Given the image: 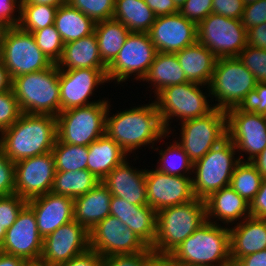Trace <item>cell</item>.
Wrapping results in <instances>:
<instances>
[{"label":"cell","mask_w":266,"mask_h":266,"mask_svg":"<svg viewBox=\"0 0 266 266\" xmlns=\"http://www.w3.org/2000/svg\"><path fill=\"white\" fill-rule=\"evenodd\" d=\"M58 266H104L103 257L96 251L89 249L85 253L71 258L69 261L61 263Z\"/></svg>","instance_id":"db71d44e"},{"label":"cell","mask_w":266,"mask_h":266,"mask_svg":"<svg viewBox=\"0 0 266 266\" xmlns=\"http://www.w3.org/2000/svg\"><path fill=\"white\" fill-rule=\"evenodd\" d=\"M32 34L37 46L51 62L56 64L61 57L64 42L55 25H49Z\"/></svg>","instance_id":"ab89813d"},{"label":"cell","mask_w":266,"mask_h":266,"mask_svg":"<svg viewBox=\"0 0 266 266\" xmlns=\"http://www.w3.org/2000/svg\"><path fill=\"white\" fill-rule=\"evenodd\" d=\"M112 194L135 205H148L145 169H137L129 158L115 167L102 181Z\"/></svg>","instance_id":"603a6c76"},{"label":"cell","mask_w":266,"mask_h":266,"mask_svg":"<svg viewBox=\"0 0 266 266\" xmlns=\"http://www.w3.org/2000/svg\"><path fill=\"white\" fill-rule=\"evenodd\" d=\"M88 151L87 170L100 181L129 156L106 134L92 142L88 146Z\"/></svg>","instance_id":"f546056e"},{"label":"cell","mask_w":266,"mask_h":266,"mask_svg":"<svg viewBox=\"0 0 266 266\" xmlns=\"http://www.w3.org/2000/svg\"><path fill=\"white\" fill-rule=\"evenodd\" d=\"M54 25L64 44L94 33L95 22L68 2L57 8Z\"/></svg>","instance_id":"1f68e13d"},{"label":"cell","mask_w":266,"mask_h":266,"mask_svg":"<svg viewBox=\"0 0 266 266\" xmlns=\"http://www.w3.org/2000/svg\"><path fill=\"white\" fill-rule=\"evenodd\" d=\"M155 16L172 15L179 12L174 0H144Z\"/></svg>","instance_id":"11a10c76"},{"label":"cell","mask_w":266,"mask_h":266,"mask_svg":"<svg viewBox=\"0 0 266 266\" xmlns=\"http://www.w3.org/2000/svg\"><path fill=\"white\" fill-rule=\"evenodd\" d=\"M90 249L101 257L137 254L150 247L119 218L111 215L89 231Z\"/></svg>","instance_id":"5bb4252c"},{"label":"cell","mask_w":266,"mask_h":266,"mask_svg":"<svg viewBox=\"0 0 266 266\" xmlns=\"http://www.w3.org/2000/svg\"><path fill=\"white\" fill-rule=\"evenodd\" d=\"M169 143V146L164 143L167 146L164 149H159V146L153 148L157 152L159 151L158 154L160 155L155 168L170 175L192 177L193 162L189 156L175 140Z\"/></svg>","instance_id":"d590c367"},{"label":"cell","mask_w":266,"mask_h":266,"mask_svg":"<svg viewBox=\"0 0 266 266\" xmlns=\"http://www.w3.org/2000/svg\"><path fill=\"white\" fill-rule=\"evenodd\" d=\"M5 235H6V230L0 224V247L3 244V242H4Z\"/></svg>","instance_id":"03108f58"},{"label":"cell","mask_w":266,"mask_h":266,"mask_svg":"<svg viewBox=\"0 0 266 266\" xmlns=\"http://www.w3.org/2000/svg\"><path fill=\"white\" fill-rule=\"evenodd\" d=\"M152 252L149 248L137 254L113 255L103 258L104 266H145L147 256Z\"/></svg>","instance_id":"816d5d0a"},{"label":"cell","mask_w":266,"mask_h":266,"mask_svg":"<svg viewBox=\"0 0 266 266\" xmlns=\"http://www.w3.org/2000/svg\"><path fill=\"white\" fill-rule=\"evenodd\" d=\"M110 215L119 218L149 247L156 238L157 212L149 205H135L126 199L111 196Z\"/></svg>","instance_id":"cb8c5ba5"},{"label":"cell","mask_w":266,"mask_h":266,"mask_svg":"<svg viewBox=\"0 0 266 266\" xmlns=\"http://www.w3.org/2000/svg\"><path fill=\"white\" fill-rule=\"evenodd\" d=\"M238 58L252 73L257 83L266 82V49L253 48L247 45Z\"/></svg>","instance_id":"b9f144b4"},{"label":"cell","mask_w":266,"mask_h":266,"mask_svg":"<svg viewBox=\"0 0 266 266\" xmlns=\"http://www.w3.org/2000/svg\"><path fill=\"white\" fill-rule=\"evenodd\" d=\"M179 139L175 140L195 163L227 138L226 111L214 109L208 115L181 122Z\"/></svg>","instance_id":"8fae6325"},{"label":"cell","mask_w":266,"mask_h":266,"mask_svg":"<svg viewBox=\"0 0 266 266\" xmlns=\"http://www.w3.org/2000/svg\"><path fill=\"white\" fill-rule=\"evenodd\" d=\"M232 266H266V249L242 257Z\"/></svg>","instance_id":"680465c9"},{"label":"cell","mask_w":266,"mask_h":266,"mask_svg":"<svg viewBox=\"0 0 266 266\" xmlns=\"http://www.w3.org/2000/svg\"><path fill=\"white\" fill-rule=\"evenodd\" d=\"M204 202L206 220L215 224L230 227L251 216L249 204L230 186L211 193Z\"/></svg>","instance_id":"d4e9b609"},{"label":"cell","mask_w":266,"mask_h":266,"mask_svg":"<svg viewBox=\"0 0 266 266\" xmlns=\"http://www.w3.org/2000/svg\"><path fill=\"white\" fill-rule=\"evenodd\" d=\"M27 205L35 214L37 229L43 239L74 220V199L68 196L49 192L27 200Z\"/></svg>","instance_id":"7402d4cb"},{"label":"cell","mask_w":266,"mask_h":266,"mask_svg":"<svg viewBox=\"0 0 266 266\" xmlns=\"http://www.w3.org/2000/svg\"><path fill=\"white\" fill-rule=\"evenodd\" d=\"M95 23L111 19L114 14L115 0H67Z\"/></svg>","instance_id":"60d3db41"},{"label":"cell","mask_w":266,"mask_h":266,"mask_svg":"<svg viewBox=\"0 0 266 266\" xmlns=\"http://www.w3.org/2000/svg\"><path fill=\"white\" fill-rule=\"evenodd\" d=\"M10 89H12V79L4 64L0 61V93Z\"/></svg>","instance_id":"94428289"},{"label":"cell","mask_w":266,"mask_h":266,"mask_svg":"<svg viewBox=\"0 0 266 266\" xmlns=\"http://www.w3.org/2000/svg\"><path fill=\"white\" fill-rule=\"evenodd\" d=\"M147 203L156 212L195 198L192 177L175 176L145 168Z\"/></svg>","instance_id":"d6986e66"},{"label":"cell","mask_w":266,"mask_h":266,"mask_svg":"<svg viewBox=\"0 0 266 266\" xmlns=\"http://www.w3.org/2000/svg\"><path fill=\"white\" fill-rule=\"evenodd\" d=\"M43 249V238L37 229L33 210L26 204L19 212L14 224L6 230L0 251L21 257L26 262L39 261Z\"/></svg>","instance_id":"ffe728a7"},{"label":"cell","mask_w":266,"mask_h":266,"mask_svg":"<svg viewBox=\"0 0 266 266\" xmlns=\"http://www.w3.org/2000/svg\"><path fill=\"white\" fill-rule=\"evenodd\" d=\"M257 1H259V0H243V2L245 3V5H246V4L255 3V2H257Z\"/></svg>","instance_id":"a7ac6f4b"},{"label":"cell","mask_w":266,"mask_h":266,"mask_svg":"<svg viewBox=\"0 0 266 266\" xmlns=\"http://www.w3.org/2000/svg\"><path fill=\"white\" fill-rule=\"evenodd\" d=\"M251 217L266 219V178L262 179L259 191L249 204Z\"/></svg>","instance_id":"f5cc1de1"},{"label":"cell","mask_w":266,"mask_h":266,"mask_svg":"<svg viewBox=\"0 0 266 266\" xmlns=\"http://www.w3.org/2000/svg\"><path fill=\"white\" fill-rule=\"evenodd\" d=\"M226 116L227 138L236 147L240 161L253 160L266 148V116L237 107L227 110ZM241 152L249 155L247 160Z\"/></svg>","instance_id":"9a60e30c"},{"label":"cell","mask_w":266,"mask_h":266,"mask_svg":"<svg viewBox=\"0 0 266 266\" xmlns=\"http://www.w3.org/2000/svg\"><path fill=\"white\" fill-rule=\"evenodd\" d=\"M107 69H71L59 70L60 108L61 111L84 107L103 101L100 98L89 101L99 88L109 83L106 76Z\"/></svg>","instance_id":"2e32d148"},{"label":"cell","mask_w":266,"mask_h":266,"mask_svg":"<svg viewBox=\"0 0 266 266\" xmlns=\"http://www.w3.org/2000/svg\"><path fill=\"white\" fill-rule=\"evenodd\" d=\"M109 100L61 111L56 116L57 139L66 144L89 146L104 136Z\"/></svg>","instance_id":"9c48e42d"},{"label":"cell","mask_w":266,"mask_h":266,"mask_svg":"<svg viewBox=\"0 0 266 266\" xmlns=\"http://www.w3.org/2000/svg\"><path fill=\"white\" fill-rule=\"evenodd\" d=\"M205 88V92L203 91ZM207 91V92H206ZM208 93V94H207ZM154 99L161 120L167 133H172L171 123L175 118L176 122L200 118L208 115L215 108L210 96L209 86L186 82L183 84L171 85L161 90ZM175 117V118H174ZM173 118V119H172ZM170 123V124H169Z\"/></svg>","instance_id":"5b68a950"},{"label":"cell","mask_w":266,"mask_h":266,"mask_svg":"<svg viewBox=\"0 0 266 266\" xmlns=\"http://www.w3.org/2000/svg\"><path fill=\"white\" fill-rule=\"evenodd\" d=\"M20 3L21 0H0V26L2 28L18 26L20 21Z\"/></svg>","instance_id":"681fc988"},{"label":"cell","mask_w":266,"mask_h":266,"mask_svg":"<svg viewBox=\"0 0 266 266\" xmlns=\"http://www.w3.org/2000/svg\"><path fill=\"white\" fill-rule=\"evenodd\" d=\"M187 0H174L178 8H180Z\"/></svg>","instance_id":"003e7915"},{"label":"cell","mask_w":266,"mask_h":266,"mask_svg":"<svg viewBox=\"0 0 266 266\" xmlns=\"http://www.w3.org/2000/svg\"><path fill=\"white\" fill-rule=\"evenodd\" d=\"M206 221L205 202L194 198L183 204L157 212L156 238L153 252L170 254Z\"/></svg>","instance_id":"8992f818"},{"label":"cell","mask_w":266,"mask_h":266,"mask_svg":"<svg viewBox=\"0 0 266 266\" xmlns=\"http://www.w3.org/2000/svg\"><path fill=\"white\" fill-rule=\"evenodd\" d=\"M15 193V163L4 153L0 146V196Z\"/></svg>","instance_id":"7dc6e473"},{"label":"cell","mask_w":266,"mask_h":266,"mask_svg":"<svg viewBox=\"0 0 266 266\" xmlns=\"http://www.w3.org/2000/svg\"><path fill=\"white\" fill-rule=\"evenodd\" d=\"M130 32L148 33L156 16L144 0H115L113 17Z\"/></svg>","instance_id":"836d02e7"},{"label":"cell","mask_w":266,"mask_h":266,"mask_svg":"<svg viewBox=\"0 0 266 266\" xmlns=\"http://www.w3.org/2000/svg\"><path fill=\"white\" fill-rule=\"evenodd\" d=\"M22 111L12 89L0 93V133L11 127Z\"/></svg>","instance_id":"7bdbcfd3"},{"label":"cell","mask_w":266,"mask_h":266,"mask_svg":"<svg viewBox=\"0 0 266 266\" xmlns=\"http://www.w3.org/2000/svg\"><path fill=\"white\" fill-rule=\"evenodd\" d=\"M213 0H187L180 8L179 13L189 21L198 25L212 13Z\"/></svg>","instance_id":"bcb514c9"},{"label":"cell","mask_w":266,"mask_h":266,"mask_svg":"<svg viewBox=\"0 0 266 266\" xmlns=\"http://www.w3.org/2000/svg\"><path fill=\"white\" fill-rule=\"evenodd\" d=\"M245 3L243 0H213L212 13L241 20Z\"/></svg>","instance_id":"f907efd6"},{"label":"cell","mask_w":266,"mask_h":266,"mask_svg":"<svg viewBox=\"0 0 266 266\" xmlns=\"http://www.w3.org/2000/svg\"><path fill=\"white\" fill-rule=\"evenodd\" d=\"M56 66L59 70L71 69H107L100 58L96 34L64 44L60 59Z\"/></svg>","instance_id":"83f0119b"},{"label":"cell","mask_w":266,"mask_h":266,"mask_svg":"<svg viewBox=\"0 0 266 266\" xmlns=\"http://www.w3.org/2000/svg\"><path fill=\"white\" fill-rule=\"evenodd\" d=\"M232 265L242 257L266 249V219L248 217L229 227Z\"/></svg>","instance_id":"484cf974"},{"label":"cell","mask_w":266,"mask_h":266,"mask_svg":"<svg viewBox=\"0 0 266 266\" xmlns=\"http://www.w3.org/2000/svg\"><path fill=\"white\" fill-rule=\"evenodd\" d=\"M256 84L255 77L238 57L217 58L208 85L211 101L215 100L213 107L224 111L238 107Z\"/></svg>","instance_id":"ba28073f"},{"label":"cell","mask_w":266,"mask_h":266,"mask_svg":"<svg viewBox=\"0 0 266 266\" xmlns=\"http://www.w3.org/2000/svg\"><path fill=\"white\" fill-rule=\"evenodd\" d=\"M112 194L99 182L92 190L74 199V220L88 231L110 215Z\"/></svg>","instance_id":"4316f807"},{"label":"cell","mask_w":266,"mask_h":266,"mask_svg":"<svg viewBox=\"0 0 266 266\" xmlns=\"http://www.w3.org/2000/svg\"><path fill=\"white\" fill-rule=\"evenodd\" d=\"M236 154V147L226 138L193 163L192 186L196 198L204 200L230 185L233 171L240 162Z\"/></svg>","instance_id":"52a82bcc"},{"label":"cell","mask_w":266,"mask_h":266,"mask_svg":"<svg viewBox=\"0 0 266 266\" xmlns=\"http://www.w3.org/2000/svg\"><path fill=\"white\" fill-rule=\"evenodd\" d=\"M56 171L87 169L88 146L62 143L58 139L52 149Z\"/></svg>","instance_id":"74e56055"},{"label":"cell","mask_w":266,"mask_h":266,"mask_svg":"<svg viewBox=\"0 0 266 266\" xmlns=\"http://www.w3.org/2000/svg\"><path fill=\"white\" fill-rule=\"evenodd\" d=\"M150 84L148 88L155 96L164 88L189 82L182 70L175 53L157 52L155 58L142 79ZM150 82V83H149ZM152 88H151V87Z\"/></svg>","instance_id":"4dcf8cb0"},{"label":"cell","mask_w":266,"mask_h":266,"mask_svg":"<svg viewBox=\"0 0 266 266\" xmlns=\"http://www.w3.org/2000/svg\"><path fill=\"white\" fill-rule=\"evenodd\" d=\"M26 204L27 200L16 193L0 196V224L5 230L14 224L19 212Z\"/></svg>","instance_id":"ee69618b"},{"label":"cell","mask_w":266,"mask_h":266,"mask_svg":"<svg viewBox=\"0 0 266 266\" xmlns=\"http://www.w3.org/2000/svg\"><path fill=\"white\" fill-rule=\"evenodd\" d=\"M175 54L188 81L209 85L217 57L206 46L197 41Z\"/></svg>","instance_id":"f1b7e54d"},{"label":"cell","mask_w":266,"mask_h":266,"mask_svg":"<svg viewBox=\"0 0 266 266\" xmlns=\"http://www.w3.org/2000/svg\"><path fill=\"white\" fill-rule=\"evenodd\" d=\"M99 182L87 169L56 171L51 192L75 199L92 190Z\"/></svg>","instance_id":"e575fe53"},{"label":"cell","mask_w":266,"mask_h":266,"mask_svg":"<svg viewBox=\"0 0 266 266\" xmlns=\"http://www.w3.org/2000/svg\"><path fill=\"white\" fill-rule=\"evenodd\" d=\"M26 261L21 257L9 255L0 251V266H24Z\"/></svg>","instance_id":"91938a15"},{"label":"cell","mask_w":266,"mask_h":266,"mask_svg":"<svg viewBox=\"0 0 266 266\" xmlns=\"http://www.w3.org/2000/svg\"><path fill=\"white\" fill-rule=\"evenodd\" d=\"M57 6L47 4L20 3V21L18 27L33 33L49 25H53Z\"/></svg>","instance_id":"f35d334b"},{"label":"cell","mask_w":266,"mask_h":266,"mask_svg":"<svg viewBox=\"0 0 266 266\" xmlns=\"http://www.w3.org/2000/svg\"><path fill=\"white\" fill-rule=\"evenodd\" d=\"M205 221L170 254L185 266H232L228 226Z\"/></svg>","instance_id":"3957f363"},{"label":"cell","mask_w":266,"mask_h":266,"mask_svg":"<svg viewBox=\"0 0 266 266\" xmlns=\"http://www.w3.org/2000/svg\"><path fill=\"white\" fill-rule=\"evenodd\" d=\"M0 61L11 79L45 70L53 64L37 46L33 34L18 26L2 28Z\"/></svg>","instance_id":"30bf717a"},{"label":"cell","mask_w":266,"mask_h":266,"mask_svg":"<svg viewBox=\"0 0 266 266\" xmlns=\"http://www.w3.org/2000/svg\"><path fill=\"white\" fill-rule=\"evenodd\" d=\"M156 53L148 33L130 32L117 57L107 67L106 76L109 83L114 81L116 84H121L130 81L132 75L133 80L141 82Z\"/></svg>","instance_id":"7c38bea8"},{"label":"cell","mask_w":266,"mask_h":266,"mask_svg":"<svg viewBox=\"0 0 266 266\" xmlns=\"http://www.w3.org/2000/svg\"><path fill=\"white\" fill-rule=\"evenodd\" d=\"M110 107L109 103L105 134L129 156L145 146L151 145L153 149L157 142L170 137L164 128L155 101L117 111L118 113L113 115L109 114L112 110Z\"/></svg>","instance_id":"6da1fadb"},{"label":"cell","mask_w":266,"mask_h":266,"mask_svg":"<svg viewBox=\"0 0 266 266\" xmlns=\"http://www.w3.org/2000/svg\"><path fill=\"white\" fill-rule=\"evenodd\" d=\"M90 249L89 231L72 220L43 239L40 261L58 266Z\"/></svg>","instance_id":"e0dca14e"},{"label":"cell","mask_w":266,"mask_h":266,"mask_svg":"<svg viewBox=\"0 0 266 266\" xmlns=\"http://www.w3.org/2000/svg\"><path fill=\"white\" fill-rule=\"evenodd\" d=\"M56 140L57 120L52 115L22 113L0 133V146L13 163L51 152Z\"/></svg>","instance_id":"7a4b0ae2"},{"label":"cell","mask_w":266,"mask_h":266,"mask_svg":"<svg viewBox=\"0 0 266 266\" xmlns=\"http://www.w3.org/2000/svg\"><path fill=\"white\" fill-rule=\"evenodd\" d=\"M250 162L254 165L262 178H266V148Z\"/></svg>","instance_id":"6125c7cd"},{"label":"cell","mask_w":266,"mask_h":266,"mask_svg":"<svg viewBox=\"0 0 266 266\" xmlns=\"http://www.w3.org/2000/svg\"><path fill=\"white\" fill-rule=\"evenodd\" d=\"M12 90L22 113L57 116L60 108L59 68H49L17 76Z\"/></svg>","instance_id":"277c9868"},{"label":"cell","mask_w":266,"mask_h":266,"mask_svg":"<svg viewBox=\"0 0 266 266\" xmlns=\"http://www.w3.org/2000/svg\"><path fill=\"white\" fill-rule=\"evenodd\" d=\"M21 2H26L30 4H47L51 6H61L67 3V0H21Z\"/></svg>","instance_id":"be15d7a7"},{"label":"cell","mask_w":266,"mask_h":266,"mask_svg":"<svg viewBox=\"0 0 266 266\" xmlns=\"http://www.w3.org/2000/svg\"><path fill=\"white\" fill-rule=\"evenodd\" d=\"M157 52L176 53L198 41L197 25L179 12L158 16L149 32Z\"/></svg>","instance_id":"44dd1931"},{"label":"cell","mask_w":266,"mask_h":266,"mask_svg":"<svg viewBox=\"0 0 266 266\" xmlns=\"http://www.w3.org/2000/svg\"><path fill=\"white\" fill-rule=\"evenodd\" d=\"M242 25L246 30L266 23V0L246 4L241 17Z\"/></svg>","instance_id":"c3c4849f"},{"label":"cell","mask_w":266,"mask_h":266,"mask_svg":"<svg viewBox=\"0 0 266 266\" xmlns=\"http://www.w3.org/2000/svg\"><path fill=\"white\" fill-rule=\"evenodd\" d=\"M145 266H177V261L171 254L152 251L146 258Z\"/></svg>","instance_id":"6f0895ef"},{"label":"cell","mask_w":266,"mask_h":266,"mask_svg":"<svg viewBox=\"0 0 266 266\" xmlns=\"http://www.w3.org/2000/svg\"><path fill=\"white\" fill-rule=\"evenodd\" d=\"M24 266H50V265L39 260V261H28L24 264Z\"/></svg>","instance_id":"e7e4bbea"},{"label":"cell","mask_w":266,"mask_h":266,"mask_svg":"<svg viewBox=\"0 0 266 266\" xmlns=\"http://www.w3.org/2000/svg\"><path fill=\"white\" fill-rule=\"evenodd\" d=\"M247 45L253 48L266 49V23L247 30Z\"/></svg>","instance_id":"9f6ffc18"},{"label":"cell","mask_w":266,"mask_h":266,"mask_svg":"<svg viewBox=\"0 0 266 266\" xmlns=\"http://www.w3.org/2000/svg\"><path fill=\"white\" fill-rule=\"evenodd\" d=\"M94 33L98 42L100 58L108 67L117 57L130 31L120 21L111 18L96 22Z\"/></svg>","instance_id":"d6a6232c"},{"label":"cell","mask_w":266,"mask_h":266,"mask_svg":"<svg viewBox=\"0 0 266 266\" xmlns=\"http://www.w3.org/2000/svg\"><path fill=\"white\" fill-rule=\"evenodd\" d=\"M262 179L250 161H240L233 171L229 186L250 204L260 189Z\"/></svg>","instance_id":"8d00e7d4"},{"label":"cell","mask_w":266,"mask_h":266,"mask_svg":"<svg viewBox=\"0 0 266 266\" xmlns=\"http://www.w3.org/2000/svg\"><path fill=\"white\" fill-rule=\"evenodd\" d=\"M198 42L217 58L238 57L247 46V30L241 20L209 14L197 25Z\"/></svg>","instance_id":"4fadbf2b"},{"label":"cell","mask_w":266,"mask_h":266,"mask_svg":"<svg viewBox=\"0 0 266 266\" xmlns=\"http://www.w3.org/2000/svg\"><path fill=\"white\" fill-rule=\"evenodd\" d=\"M240 111L266 116V82L257 83L237 107Z\"/></svg>","instance_id":"f6af8a7d"},{"label":"cell","mask_w":266,"mask_h":266,"mask_svg":"<svg viewBox=\"0 0 266 266\" xmlns=\"http://www.w3.org/2000/svg\"><path fill=\"white\" fill-rule=\"evenodd\" d=\"M55 172V160L52 152L16 162L15 193L29 200L51 192Z\"/></svg>","instance_id":"ac0fdd59"}]
</instances>
